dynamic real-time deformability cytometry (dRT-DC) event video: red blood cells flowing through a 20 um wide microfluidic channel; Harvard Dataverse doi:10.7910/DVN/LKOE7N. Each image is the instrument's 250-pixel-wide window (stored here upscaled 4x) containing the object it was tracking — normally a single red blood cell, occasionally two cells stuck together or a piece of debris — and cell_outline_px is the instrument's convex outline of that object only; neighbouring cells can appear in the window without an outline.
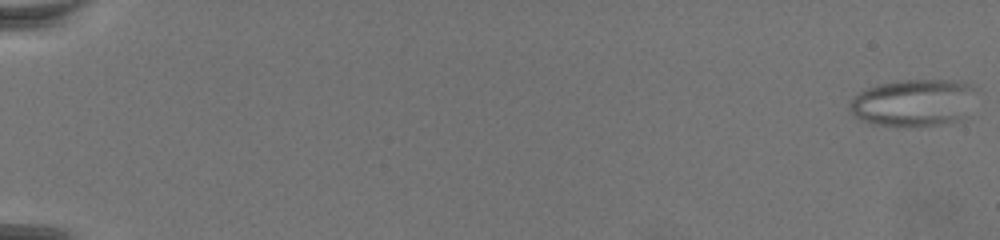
{"species": "common noctule bat (a hibernating species)", "species_latin": "Nyctalus noctula", "temperature_condition": "warm", "stored_images_in_passage": 72, "camera_frame_rate_fps": 3000, "um_per_image_px": 0.085, "animal": {"sex": "female", "body_mass_g": 19.5, "forearm_length_mm": 54.1}, "frame": {"image": 1, "passage_image": 1, "time_ms": 0.0, "image_size_px": [1000, 240], "cell_outline_px": [[972, 88], [964, 116], [960, 120], [920, 128], [872, 124], [860, 120], [852, 112], [848, 104], [860, 92], [868, 88], [880, 84], [900, 80], [948, 80], [968, 84]], "centroid_in_image_um": [77.55, 8.76], "position_along_channel_um": 7.4, "area_um2": 34.16}}
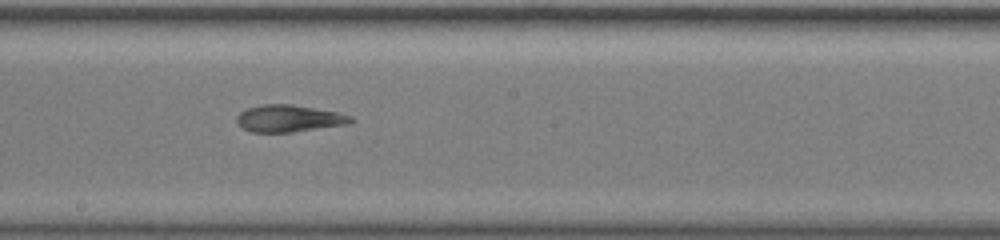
{"frame": {"image": 2, "passage_image": 43, "time_ms": 14.0, "image_size_px": [1000, 240], "cell_outline_px": [[352, 120], [348, 124], [292, 132], [252, 132], [244, 128], [236, 120], [236, 116], [240, 112], [248, 108], [264, 104], [292, 104], [336, 112], [352, 116]], "centroid_in_image_um": [24.54, 10.06], "position_along_channel_um": 223.7, "area_um2": 17.69}}
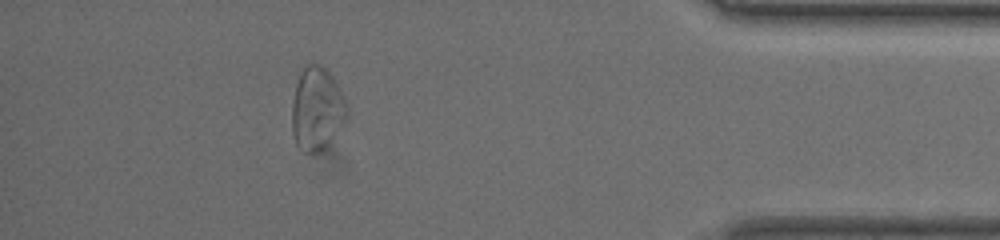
{"frame": {"image": 3, "passage_image": 65, "time_ms": 21.333, "image_size_px": [1000, 240], "cell_outline_px": [[348, 116], [332, 140], [320, 152], [312, 156], [296, 144], [292, 132], [292, 104], [296, 84], [304, 68], [308, 64], [316, 64], [324, 68], [332, 76], [348, 104]], "centroid_in_image_um": [26.95, 9.31], "position_along_channel_um": 408.3, "area_um2": 26.59}}